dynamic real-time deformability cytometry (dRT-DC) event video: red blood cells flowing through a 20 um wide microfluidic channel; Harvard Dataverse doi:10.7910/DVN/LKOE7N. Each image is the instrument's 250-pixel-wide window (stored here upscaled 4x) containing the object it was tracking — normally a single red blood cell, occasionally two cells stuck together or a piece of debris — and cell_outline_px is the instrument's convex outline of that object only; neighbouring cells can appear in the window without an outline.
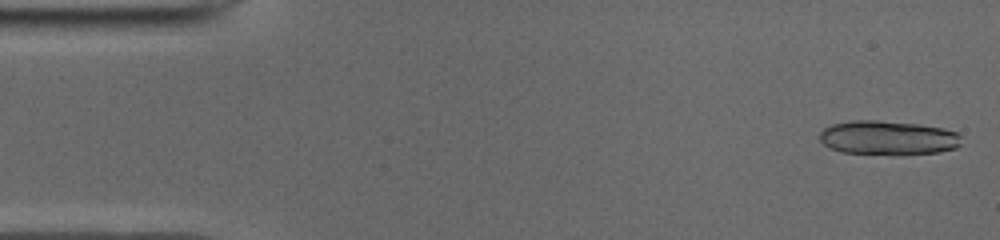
{"species": "common noctule bat (a hibernating species)", "species_latin": "Nyctalus noctula", "temperature_condition": "cold", "stored_images_in_passage": 50, "camera_frame_rate_fps": 3000, "um_per_image_px": 0.085, "animal": {"sex": "male", "body_mass_g": 19.0, "forearm_length_mm": 50.8}, "frame": {"image": 1, "passage_image": 1, "time_ms": 0.0, "image_size_px": [1000, 240], "cell_outline_px": [[960, 144], [956, 148], [940, 152], [896, 156], [840, 152], [824, 144], [820, 140], [820, 132], [824, 128], [832, 124], [852, 120], [876, 120], [920, 124], [944, 128], [956, 132], [960, 136]], "centroid_in_image_um": [75.49, 11.73], "position_along_channel_um": 9.5, "area_um2": 28.78}}
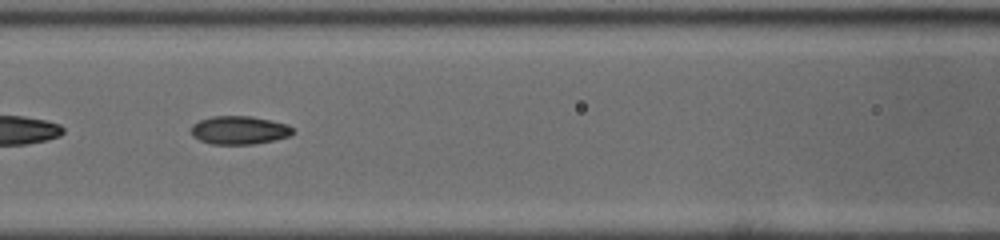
{"frame": {"image": 2, "passage_image": 21, "time_ms": 6.667, "image_size_px": [1000, 240], "cell_outline_px": [[292, 136], [252, 144], [212, 144], [200, 140], [192, 136], [192, 124], [200, 120], [212, 116], [252, 116], [288, 124], [292, 128]], "centroid_in_image_um": [20.33, 11.06], "position_along_channel_um": 146.3, "area_um2": 16.7}}
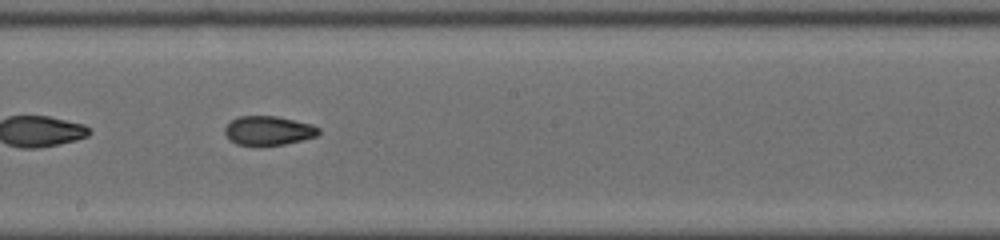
{"frame": {"image": 3, "passage_image": 27, "time_ms": 8.667, "image_size_px": [1000, 240], "cell_outline_px": [[320, 132], [316, 136], [284, 144], [260, 148], [236, 144], [228, 140], [224, 132], [224, 128], [232, 120], [240, 116], [276, 116], [312, 124], [320, 128]], "centroid_in_image_um": [22.77, 11.14], "position_along_channel_um": 225.4, "area_um2": 16.36}, "authors_computed_cell_mechanics": {"area_um2": 17.2533, "velocity_mm_per_s": 3.9751, "shape_relaxation_time_tau1_ms": null, "shape_relaxation_time_tau2_ms": 2.1312, "deformation_change_tau1": null, "deformation_change_tau2": 0.0762}}